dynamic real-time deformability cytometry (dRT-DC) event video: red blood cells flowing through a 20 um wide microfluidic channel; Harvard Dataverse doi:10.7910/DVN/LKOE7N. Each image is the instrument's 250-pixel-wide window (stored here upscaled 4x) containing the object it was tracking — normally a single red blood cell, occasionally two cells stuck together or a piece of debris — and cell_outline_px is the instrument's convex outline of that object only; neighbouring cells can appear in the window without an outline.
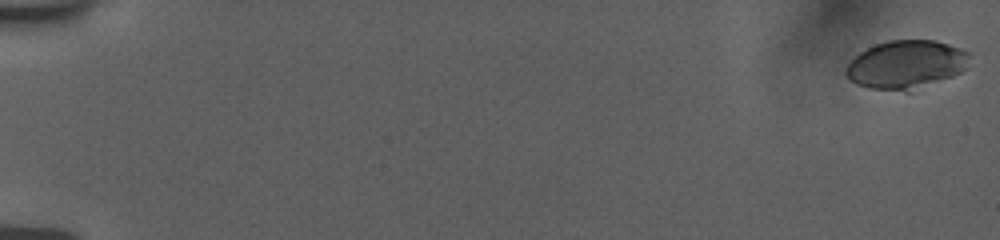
{"species": "human", "species_latin": "Homo sapiens", "temperature_condition": "room temperature", "stored_images_in_passage": 41, "camera_frame_rate_fps": 3000, "um_per_image_px": 0.085, "donor": {"sex": "female"}, "frame": {"image": 1, "passage_image": 1, "time_ms": 0.0, "image_size_px": [1000, 240], "cell_outline_px": [[972, 52], [968, 68], [952, 76], [908, 92], [904, 92], [868, 88], [856, 84], [848, 80], [844, 72], [844, 68], [860, 52], [876, 44], [888, 40], [936, 40]], "centroid_in_image_um": [77.04, 5.49], "position_along_channel_um": 8.0, "area_um2": 35.26}}
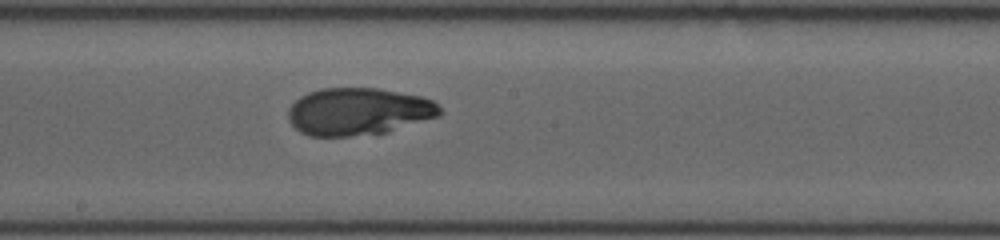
{"frame": {"image": 2, "passage_image": 25, "time_ms": 10.667, "image_size_px": [1000, 240], "cell_outline_px": [[440, 116], [388, 132], [348, 136], [308, 136], [300, 132], [288, 120], [288, 108], [300, 96], [308, 92], [320, 88], [376, 88], [420, 96], [432, 100], [440, 108]], "centroid_in_image_um": [30.44, 9.48], "position_along_channel_um": 217.8, "area_um2": 41.85}}
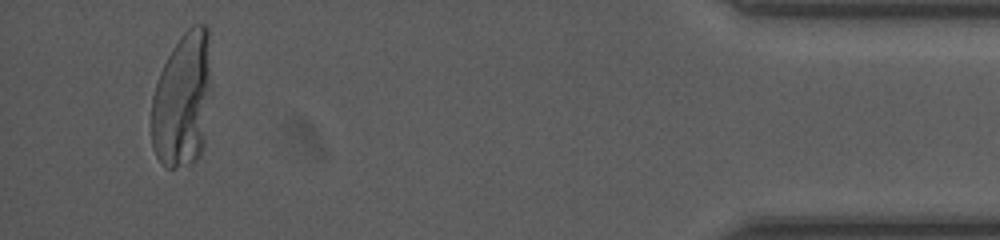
{"frame": {"image": 3, "passage_image": 40, "time_ms": 17.667, "image_size_px": [1000, 240], "cell_outline_px": [[208, 80], [204, 144], [200, 156], [196, 160], [176, 168], [168, 168], [160, 164], [156, 156], [152, 144], [152, 96], [160, 72], [172, 48], [180, 36], [192, 24], [204, 24], [208, 28]], "centroid_in_image_um": [15.46, 8.53], "position_along_channel_um": 419.7, "area_um2": 46.18}}